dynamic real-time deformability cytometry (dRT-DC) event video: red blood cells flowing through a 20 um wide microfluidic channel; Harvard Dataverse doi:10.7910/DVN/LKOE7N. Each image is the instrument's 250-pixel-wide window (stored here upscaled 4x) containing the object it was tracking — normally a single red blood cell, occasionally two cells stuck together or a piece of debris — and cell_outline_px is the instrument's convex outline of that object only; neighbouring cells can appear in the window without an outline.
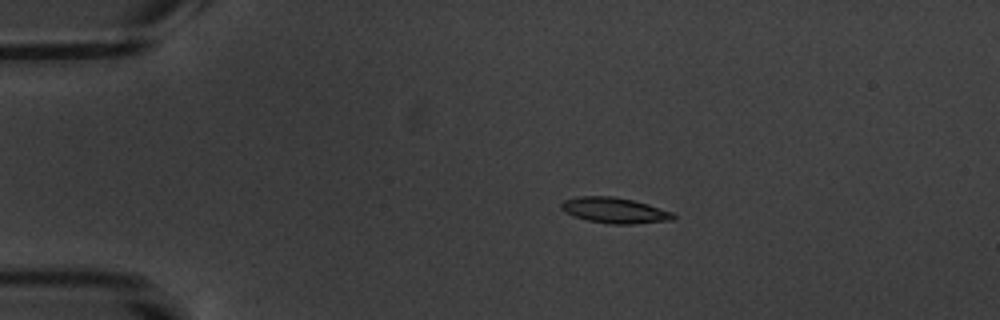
{"species": "common noctule bat (a hibernating species)", "species_latin": "Nyctalus noctula", "temperature_condition": "warm", "stored_images_in_passage": 4, "camera_frame_rate_fps": 3000, "um_per_image_px": 0.085, "animal": {"sex": "male", "body_mass_g": 20.1, "forearm_length_mm": 53.5}, "frame": {"image": 1, "passage_image": 1, "time_ms": 0.0, "image_size_px": [1000, 320], "cell_outline_px": [[676, 216], [672, 220], [632, 224], [612, 224], [588, 220], [564, 212], [560, 208], [560, 204], [564, 200], [580, 196], [612, 196], [632, 200], [648, 204], [672, 212]], "centroid_in_image_um": [52.23, 17.88], "position_along_channel_um": 32.8, "area_um2": 16.59}}
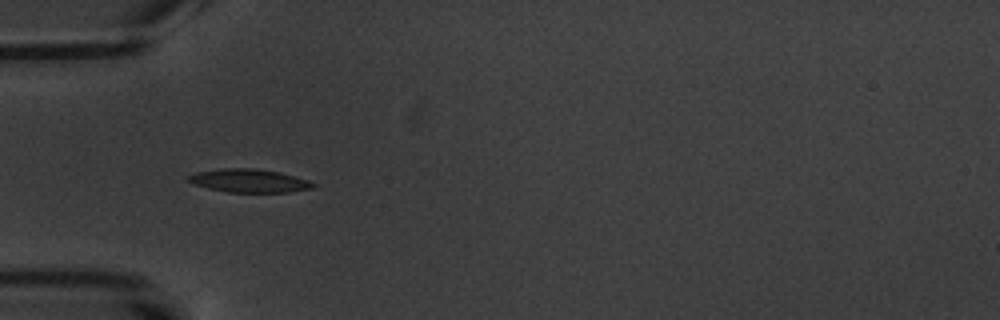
{"frame": {"image": 2, "passage_image": 3, "time_ms": 2.333, "image_size_px": [1000, 320], "cell_outline_px": [[316, 184], [312, 188], [288, 192], [228, 192], [208, 188], [192, 184], [188, 180], [188, 176], [196, 172], [224, 168], [252, 168], [280, 172], [308, 180]], "centroid_in_image_um": [21.16, 15.36], "position_along_channel_um": 63.8, "area_um2": 16.82}}